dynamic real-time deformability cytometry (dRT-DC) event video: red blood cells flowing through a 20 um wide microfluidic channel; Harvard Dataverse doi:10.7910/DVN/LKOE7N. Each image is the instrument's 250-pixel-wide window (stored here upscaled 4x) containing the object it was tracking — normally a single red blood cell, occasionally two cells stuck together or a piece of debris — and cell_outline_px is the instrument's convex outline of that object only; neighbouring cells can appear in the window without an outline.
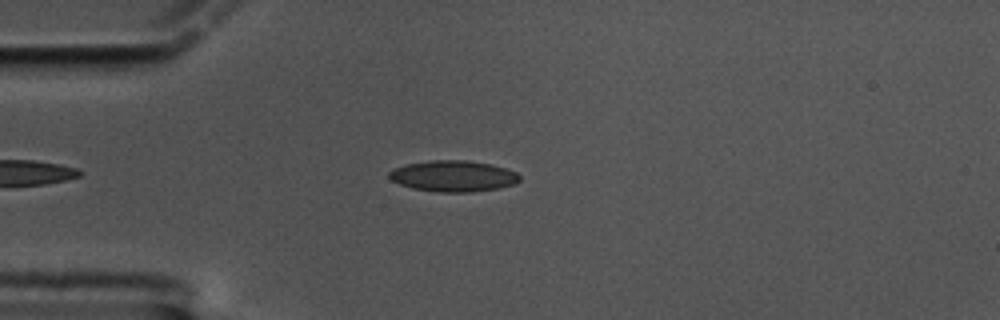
{"species": "common noctule bat (a hibernating species)", "species_latin": "Nyctalus noctula", "temperature_condition": "cold", "stored_images_in_passage": 50, "camera_frame_rate_fps": 3000, "um_per_image_px": 0.085, "animal": {"sex": "male", "body_mass_g": 17.5, "forearm_length_mm": 52.3}, "frame": {"image": 1, "passage_image": 9, "time_ms": 2.667, "image_size_px": [1000, 320], "cell_outline_px": [[520, 180], [516, 184], [500, 188], [472, 192], [440, 192], [412, 188], [400, 184], [392, 180], [388, 176], [388, 172], [392, 168], [404, 164], [428, 160], [468, 160], [492, 164], [516, 172], [520, 176]], "centroid_in_image_um": [38.52, 14.96], "position_along_channel_um": 46.5, "area_um2": 23.93}}
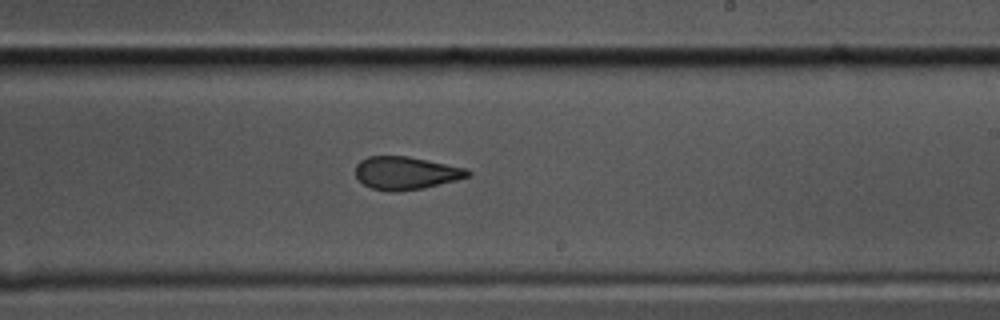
{"frame": {"image": 2, "passage_image": 29, "time_ms": 9.333, "image_size_px": [1000, 320], "cell_outline_px": [[472, 172], [468, 176], [456, 180], [424, 188], [396, 192], [392, 192], [372, 188], [364, 184], [356, 176], [356, 164], [360, 160], [368, 156], [408, 156], [468, 168]], "centroid_in_image_um": [34.51, 14.7], "position_along_channel_um": 254.5, "area_um2": 21.56}}
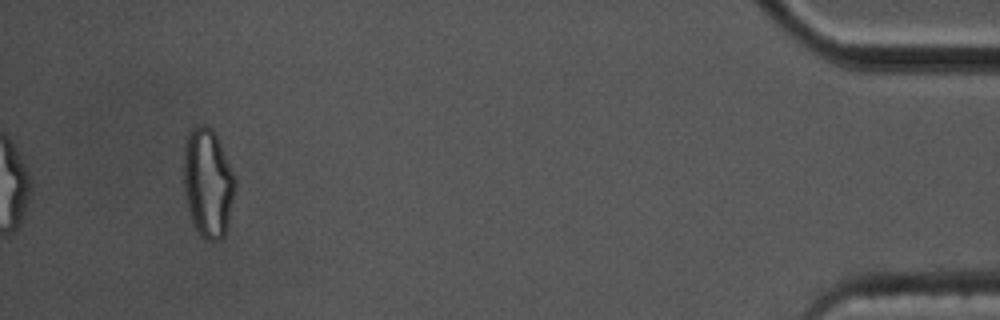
{"frame": {"image": 3, "passage_image": 50, "time_ms": 16.333, "image_size_px": [1000, 320], "cell_outline_px": [[236, 188], [228, 224], [224, 236], [220, 240], [212, 244], [200, 236], [192, 220], [188, 208], [184, 188], [184, 144], [188, 132], [196, 124], [204, 124], [212, 128], [220, 144], [236, 180]], "centroid_in_image_um": [17.67, 15.57], "position_along_channel_um": 417.5, "area_um2": 32.89}, "authors_computed_cell_mechanics": {"area_um2": 22.4553, "velocity_mm_per_s": 3.3441, "shape_relaxation_time_tau1_ms": 10.5851, "shape_relaxation_time_tau2_ms": 3.2135, "deformation_change_tau1": 0.1808, "deformation_change_tau2": 0.0905}}